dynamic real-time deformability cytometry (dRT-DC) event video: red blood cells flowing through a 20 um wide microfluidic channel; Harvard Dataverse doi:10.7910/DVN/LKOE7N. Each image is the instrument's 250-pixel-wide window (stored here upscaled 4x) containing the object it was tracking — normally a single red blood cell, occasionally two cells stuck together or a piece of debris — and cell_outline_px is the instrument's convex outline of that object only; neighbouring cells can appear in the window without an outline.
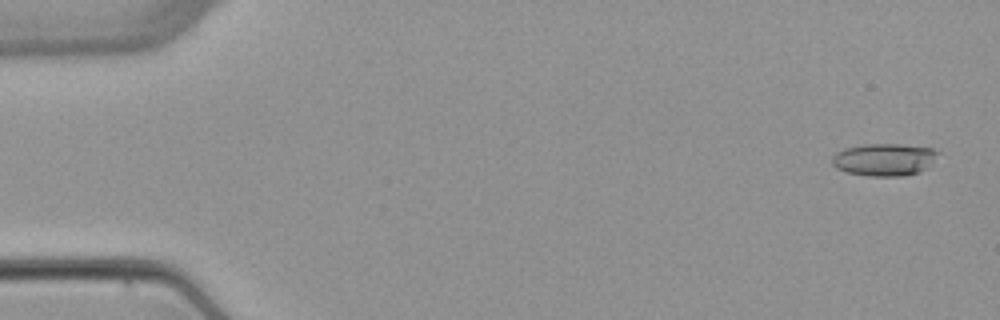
{"species": "common noctule bat (a hibernating species)", "species_latin": "Nyctalus noctula", "temperature_condition": "warm", "stored_images_in_passage": 5, "camera_frame_rate_fps": 3000, "um_per_image_px": 0.085, "animal": {"sex": "female", "body_mass_g": 22.7, "forearm_length_mm": 54.2}, "frame": {"image": 1, "passage_image": 1, "time_ms": 0.0, "image_size_px": [1000, 320], "cell_outline_px": [[940, 152], [920, 172], [904, 176], [868, 176], [848, 172], [836, 168], [832, 164], [832, 156], [836, 152], [844, 148], [864, 144], [900, 144], [932, 148]], "centroid_in_image_um": [75.12, 13.56], "position_along_channel_um": 9.9, "area_um2": 19.88}}
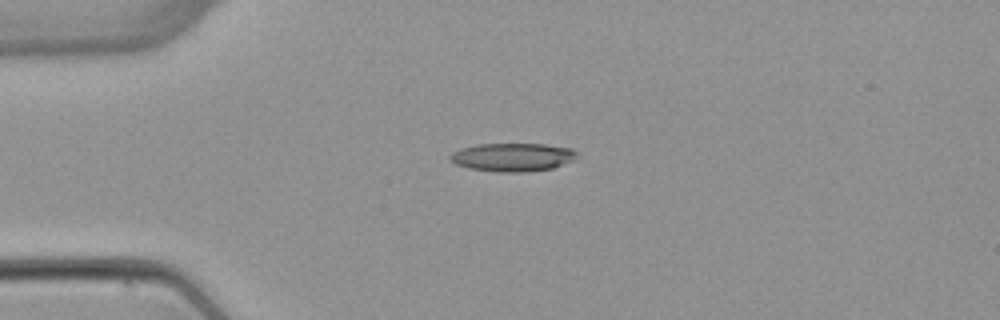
{"frame": {"image": 2, "passage_image": 4, "time_ms": 3.667, "image_size_px": [1000, 320], "cell_outline_px": [[576, 156], [572, 160], [552, 168], [524, 172], [500, 172], [468, 168], [456, 164], [448, 156], [452, 152], [460, 148], [476, 144], [544, 144], [572, 148], [576, 152]], "centroid_in_image_um": [43.53, 13.35], "position_along_channel_um": 41.5, "area_um2": 20.81}}